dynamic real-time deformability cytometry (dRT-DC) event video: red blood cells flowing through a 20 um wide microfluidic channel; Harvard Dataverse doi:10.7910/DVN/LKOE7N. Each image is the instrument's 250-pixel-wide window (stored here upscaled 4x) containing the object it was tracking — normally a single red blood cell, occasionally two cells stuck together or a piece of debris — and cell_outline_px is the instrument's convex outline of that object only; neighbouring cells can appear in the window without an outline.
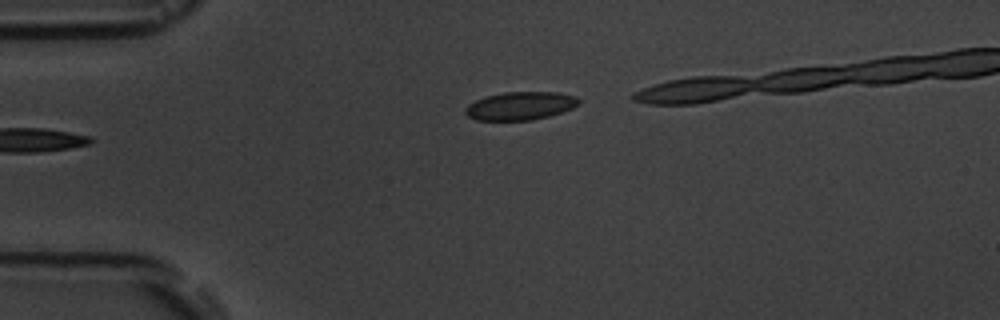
{"species": "common noctule bat (a hibernating species)", "species_latin": "Nyctalus noctula", "temperature_condition": "room temperature", "stored_images_in_passage": 2, "camera_frame_rate_fps": 3000, "um_per_image_px": 0.085, "animal": {"sex": "male", "body_mass_g": 19.5, "forearm_length_mm": 54.6}, "frame": {"image": 1, "passage_image": 2, "time_ms": 1.0, "image_size_px": [1000, 320], "cell_outline_px": [[580, 104], [572, 108], [548, 116], [532, 120], [476, 120], [468, 116], [464, 112], [464, 108], [468, 104], [484, 96], [504, 92], [556, 92], [576, 96], [580, 100]], "centroid_in_image_um": [44.2, 8.99], "position_along_channel_um": 40.8, "area_um2": 18.67}}